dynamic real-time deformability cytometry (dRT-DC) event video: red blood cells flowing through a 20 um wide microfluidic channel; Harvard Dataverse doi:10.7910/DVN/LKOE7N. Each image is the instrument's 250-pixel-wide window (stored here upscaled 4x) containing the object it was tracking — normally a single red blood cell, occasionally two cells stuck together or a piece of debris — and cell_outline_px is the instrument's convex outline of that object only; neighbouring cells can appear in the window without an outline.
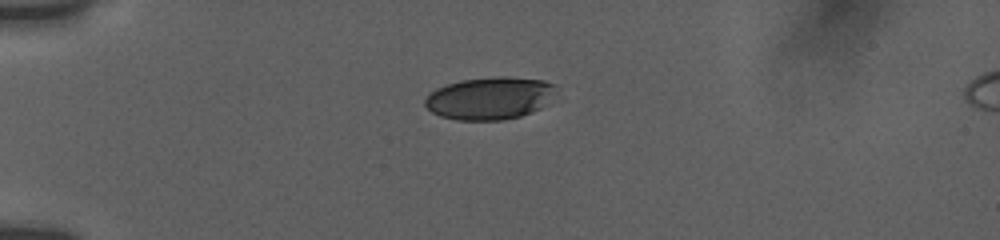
{"species": "human", "species_latin": "Homo sapiens", "temperature_condition": "room temperature", "stored_images_in_passage": 42, "camera_frame_rate_fps": 3000, "um_per_image_px": 0.085, "donor": {"sex": "female"}, "frame": {"image": 1, "passage_image": 1, "time_ms": 0.0, "image_size_px": [1000, 240], "cell_outline_px": [[556, 84], [540, 108], [520, 116], [504, 120], [456, 120], [440, 116], [432, 112], [424, 104], [424, 100], [436, 88], [460, 80], [496, 76], [508, 76], [544, 80]], "centroid_in_image_um": [41.56, 8.34], "position_along_channel_um": 43.4, "area_um2": 32.02}}
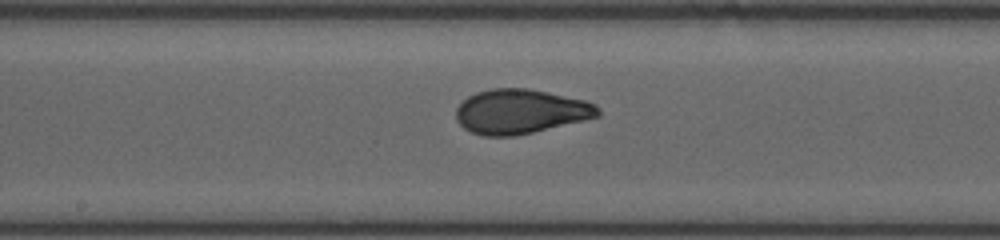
{"frame": {"image": 2, "passage_image": 17, "time_ms": 5.333, "image_size_px": [1000, 240], "cell_outline_px": [[600, 116], [584, 120], [516, 136], [484, 136], [472, 132], [464, 128], [456, 120], [456, 108], [468, 96], [476, 92], [492, 88], [528, 88], [584, 100], [596, 104], [600, 108]], "centroid_in_image_um": [44.24, 9.48], "position_along_channel_um": 204.0, "area_um2": 36.76}}
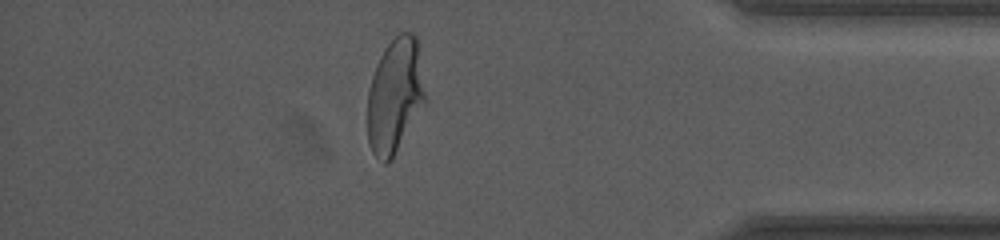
{"frame": {"image": 3, "passage_image": 35, "time_ms": 11.333, "image_size_px": [1000, 240], "cell_outline_px": [[424, 100], [388, 164], [384, 164], [372, 152], [368, 144], [368, 92], [372, 76], [376, 64], [384, 48], [400, 32], [412, 32], [416, 36], [424, 92]], "centroid_in_image_um": [33.51, 8.1], "position_along_channel_um": 401.7, "area_um2": 37.28}, "authors_computed_cell_mechanics": {"area_um2": 36.6741, "velocity_mm_per_s": 3.7602, "shape_relaxation_time_tau1_ms": 5.1663, "shape_relaxation_time_tau2_ms": null, "deformation_change_tau1": 0.1985, "deformation_change_tau2": null}}